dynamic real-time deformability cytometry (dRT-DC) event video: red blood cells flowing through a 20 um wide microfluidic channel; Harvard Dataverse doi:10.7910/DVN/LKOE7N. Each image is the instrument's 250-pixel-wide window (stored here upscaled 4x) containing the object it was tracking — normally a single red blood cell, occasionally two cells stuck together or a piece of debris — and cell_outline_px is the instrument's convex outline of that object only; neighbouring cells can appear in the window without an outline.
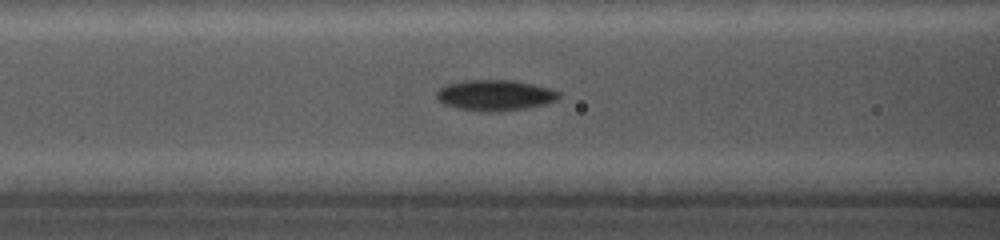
{"species": "common noctule bat (a hibernating species)", "species_latin": "Nyctalus noctula", "temperature_condition": "cold", "stored_images_in_passage": 24, "camera_frame_rate_fps": 5000, "um_per_image_px": 0.085, "animal": {"sex": "female", "body_mass_g": 19.0, "forearm_length_mm": 56.7}, "frame": {"image": 1, "passage_image": 14, "time_ms": 2.0, "image_size_px": [1000, 240], "cell_outline_px": [[560, 96], [556, 100], [544, 104], [524, 108], [492, 112], [460, 108], [444, 104], [436, 96], [436, 92], [440, 88], [448, 84], [464, 80], [512, 80], [532, 84], [548, 88], [560, 92]], "centroid_in_image_um": [42.08, 8.08], "position_along_channel_um": 124.5, "area_um2": 21.5}}